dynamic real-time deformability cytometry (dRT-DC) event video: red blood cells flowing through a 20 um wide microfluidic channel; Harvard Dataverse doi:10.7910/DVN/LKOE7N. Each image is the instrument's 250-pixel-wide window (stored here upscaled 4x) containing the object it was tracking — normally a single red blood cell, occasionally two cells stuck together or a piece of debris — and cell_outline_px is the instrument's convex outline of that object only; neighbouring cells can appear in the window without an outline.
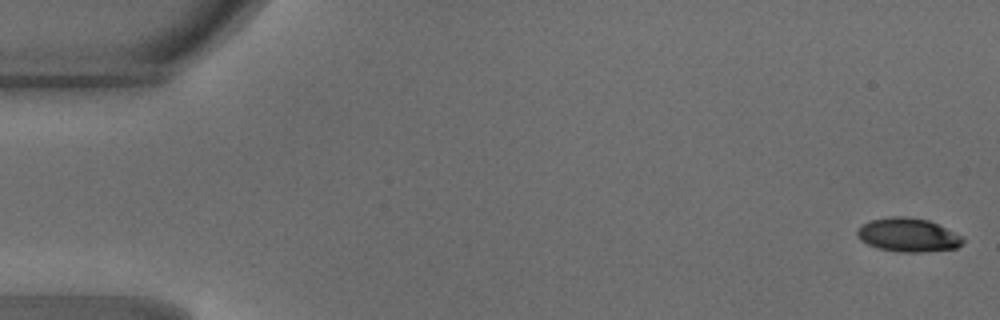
{"species": "common noctule bat (a hibernating species)", "species_latin": "Nyctalus noctula", "temperature_condition": "warm", "stored_images_in_passage": 48, "camera_frame_rate_fps": 3000, "um_per_image_px": 0.085, "animal": {"sex": "male", "body_mass_g": 18.8}, "frame": {"image": 1, "passage_image": 1, "time_ms": 0.0, "image_size_px": [1000, 320], "cell_outline_px": [[964, 240], [956, 248], [924, 252], [900, 252], [880, 248], [868, 244], [860, 240], [856, 232], [864, 224], [872, 220], [892, 216], [904, 216], [928, 220], [964, 236]], "centroid_in_image_um": [77.21, 19.97], "position_along_channel_um": 7.8, "area_um2": 20.52}}
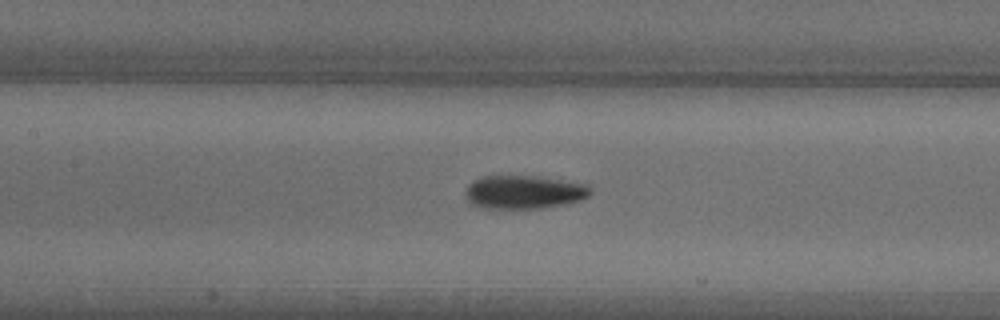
{"frame": {"image": 2, "passage_image": 22, "time_ms": 7.0, "image_size_px": [1000, 320], "cell_outline_px": [[592, 192], [588, 196], [580, 200], [564, 204], [540, 208], [484, 208], [472, 204], [468, 200], [468, 184], [480, 176], [536, 176], [588, 184], [592, 188]], "centroid_in_image_um": [44.58, 16.32], "position_along_channel_um": 162.8, "area_um2": 24.16}}
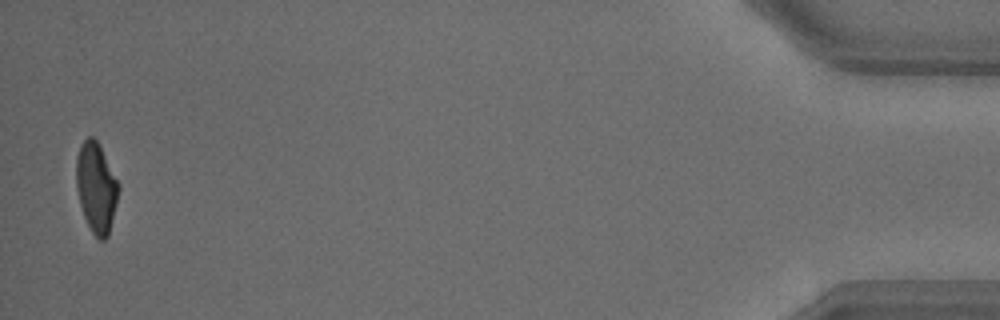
{"frame": {"image": 3, "passage_image": 47, "time_ms": 15.333, "image_size_px": [1000, 320], "cell_outline_px": [[120, 188], [108, 236], [104, 240], [100, 240], [92, 232], [84, 216], [80, 204], [76, 188], [76, 156], [80, 144], [88, 136], [92, 136], [96, 140], [120, 184]], "centroid_in_image_um": [8.17, 15.93], "position_along_channel_um": 427.0, "area_um2": 22.08}, "authors_computed_cell_mechanics": {"area_um2": 22.9755, "velocity_mm_per_s": 4.2361, "shape_relaxation_time_tau1_ms": 3.5576, "shape_relaxation_time_tau2_ms": 1.6006, "deformation_change_tau1": 0.1729, "deformation_change_tau2": 0.0812}}